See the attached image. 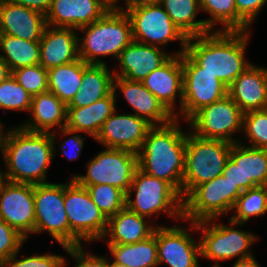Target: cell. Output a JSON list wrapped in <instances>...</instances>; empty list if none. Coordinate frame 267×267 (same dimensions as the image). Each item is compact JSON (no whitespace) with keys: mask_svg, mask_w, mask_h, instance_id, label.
<instances>
[{"mask_svg":"<svg viewBox=\"0 0 267 267\" xmlns=\"http://www.w3.org/2000/svg\"><path fill=\"white\" fill-rule=\"evenodd\" d=\"M54 138L52 132H30L21 127L8 131L1 149L7 166L5 179L31 185L47 183V167L55 152Z\"/></svg>","mask_w":267,"mask_h":267,"instance_id":"cell-1","label":"cell"},{"mask_svg":"<svg viewBox=\"0 0 267 267\" xmlns=\"http://www.w3.org/2000/svg\"><path fill=\"white\" fill-rule=\"evenodd\" d=\"M174 118L170 123L152 126L138 155V168L169 183L182 197L187 135Z\"/></svg>","mask_w":267,"mask_h":267,"instance_id":"cell-2","label":"cell"},{"mask_svg":"<svg viewBox=\"0 0 267 267\" xmlns=\"http://www.w3.org/2000/svg\"><path fill=\"white\" fill-rule=\"evenodd\" d=\"M248 31L209 32L188 38L185 52L228 87L251 64L244 61ZM198 39V40H197ZM192 40H197L192 43Z\"/></svg>","mask_w":267,"mask_h":267,"instance_id":"cell-3","label":"cell"},{"mask_svg":"<svg viewBox=\"0 0 267 267\" xmlns=\"http://www.w3.org/2000/svg\"><path fill=\"white\" fill-rule=\"evenodd\" d=\"M78 30L86 34L79 41V58L87 64H105L97 56L112 55L119 57L120 53L132 41L131 21L121 6L118 9L109 10L101 19L80 27Z\"/></svg>","mask_w":267,"mask_h":267,"instance_id":"cell-4","label":"cell"},{"mask_svg":"<svg viewBox=\"0 0 267 267\" xmlns=\"http://www.w3.org/2000/svg\"><path fill=\"white\" fill-rule=\"evenodd\" d=\"M186 134L182 199L196 186L222 175L232 147V143L224 140L202 138L194 133Z\"/></svg>","mask_w":267,"mask_h":267,"instance_id":"cell-5","label":"cell"},{"mask_svg":"<svg viewBox=\"0 0 267 267\" xmlns=\"http://www.w3.org/2000/svg\"><path fill=\"white\" fill-rule=\"evenodd\" d=\"M64 208L70 226V247L81 246L83 239L105 237L108 218L93 202L88 190L73 178L64 184Z\"/></svg>","mask_w":267,"mask_h":267,"instance_id":"cell-6","label":"cell"},{"mask_svg":"<svg viewBox=\"0 0 267 267\" xmlns=\"http://www.w3.org/2000/svg\"><path fill=\"white\" fill-rule=\"evenodd\" d=\"M135 190V198L131 195ZM126 207L144 217L160 212L183 218V199L166 181L136 169L132 184L126 193Z\"/></svg>","mask_w":267,"mask_h":267,"instance_id":"cell-7","label":"cell"},{"mask_svg":"<svg viewBox=\"0 0 267 267\" xmlns=\"http://www.w3.org/2000/svg\"><path fill=\"white\" fill-rule=\"evenodd\" d=\"M243 192L222 175L196 186L183 199V218L191 222L213 221L233 210Z\"/></svg>","mask_w":267,"mask_h":267,"instance_id":"cell-8","label":"cell"},{"mask_svg":"<svg viewBox=\"0 0 267 267\" xmlns=\"http://www.w3.org/2000/svg\"><path fill=\"white\" fill-rule=\"evenodd\" d=\"M87 174L72 178L82 186L112 185L128 192L138 168V155L129 150L108 148L89 161Z\"/></svg>","mask_w":267,"mask_h":267,"instance_id":"cell-9","label":"cell"},{"mask_svg":"<svg viewBox=\"0 0 267 267\" xmlns=\"http://www.w3.org/2000/svg\"><path fill=\"white\" fill-rule=\"evenodd\" d=\"M183 102L180 113L188 121L196 112L228 95V86L182 53Z\"/></svg>","mask_w":267,"mask_h":267,"instance_id":"cell-10","label":"cell"},{"mask_svg":"<svg viewBox=\"0 0 267 267\" xmlns=\"http://www.w3.org/2000/svg\"><path fill=\"white\" fill-rule=\"evenodd\" d=\"M34 233L48 231L65 249L70 247V226L64 208V184L34 185Z\"/></svg>","mask_w":267,"mask_h":267,"instance_id":"cell-11","label":"cell"},{"mask_svg":"<svg viewBox=\"0 0 267 267\" xmlns=\"http://www.w3.org/2000/svg\"><path fill=\"white\" fill-rule=\"evenodd\" d=\"M122 11H125L130 18L134 41L157 46V44L165 45L168 42L180 40L183 46L181 52H185L188 38L172 22L159 3Z\"/></svg>","mask_w":267,"mask_h":267,"instance_id":"cell-12","label":"cell"},{"mask_svg":"<svg viewBox=\"0 0 267 267\" xmlns=\"http://www.w3.org/2000/svg\"><path fill=\"white\" fill-rule=\"evenodd\" d=\"M244 113L227 95L219 101L205 106L196 112L188 121L195 130V135L207 139H219L238 143L232 139L233 132L243 127Z\"/></svg>","mask_w":267,"mask_h":267,"instance_id":"cell-13","label":"cell"},{"mask_svg":"<svg viewBox=\"0 0 267 267\" xmlns=\"http://www.w3.org/2000/svg\"><path fill=\"white\" fill-rule=\"evenodd\" d=\"M208 223L210 220L191 222L195 230L202 229L204 232L200 242L202 256L217 261L235 256H239V260L253 256L248 252L252 242L257 240L252 233L217 223L209 227Z\"/></svg>","mask_w":267,"mask_h":267,"instance_id":"cell-14","label":"cell"},{"mask_svg":"<svg viewBox=\"0 0 267 267\" xmlns=\"http://www.w3.org/2000/svg\"><path fill=\"white\" fill-rule=\"evenodd\" d=\"M222 176L242 192L267 186V149L232 143Z\"/></svg>","mask_w":267,"mask_h":267,"instance_id":"cell-15","label":"cell"},{"mask_svg":"<svg viewBox=\"0 0 267 267\" xmlns=\"http://www.w3.org/2000/svg\"><path fill=\"white\" fill-rule=\"evenodd\" d=\"M0 218L25 238L34 233V185L10 181L0 184Z\"/></svg>","mask_w":267,"mask_h":267,"instance_id":"cell-16","label":"cell"},{"mask_svg":"<svg viewBox=\"0 0 267 267\" xmlns=\"http://www.w3.org/2000/svg\"><path fill=\"white\" fill-rule=\"evenodd\" d=\"M153 125L135 114L114 115L103 124L95 138L108 148L140 151L149 129Z\"/></svg>","mask_w":267,"mask_h":267,"instance_id":"cell-17","label":"cell"},{"mask_svg":"<svg viewBox=\"0 0 267 267\" xmlns=\"http://www.w3.org/2000/svg\"><path fill=\"white\" fill-rule=\"evenodd\" d=\"M158 264L166 262L170 267H199V245L186 229L157 226Z\"/></svg>","mask_w":267,"mask_h":267,"instance_id":"cell-18","label":"cell"},{"mask_svg":"<svg viewBox=\"0 0 267 267\" xmlns=\"http://www.w3.org/2000/svg\"><path fill=\"white\" fill-rule=\"evenodd\" d=\"M163 65L152 71L141 82L156 96L164 107L178 119L174 114L175 99L177 92L180 96L181 108L183 102V68L182 52L175 53Z\"/></svg>","mask_w":267,"mask_h":267,"instance_id":"cell-19","label":"cell"},{"mask_svg":"<svg viewBox=\"0 0 267 267\" xmlns=\"http://www.w3.org/2000/svg\"><path fill=\"white\" fill-rule=\"evenodd\" d=\"M109 10L100 0H52L46 24L76 30L101 19Z\"/></svg>","mask_w":267,"mask_h":267,"instance_id":"cell-20","label":"cell"},{"mask_svg":"<svg viewBox=\"0 0 267 267\" xmlns=\"http://www.w3.org/2000/svg\"><path fill=\"white\" fill-rule=\"evenodd\" d=\"M46 25L44 14L9 0L2 1L0 35L36 41L42 38Z\"/></svg>","mask_w":267,"mask_h":267,"instance_id":"cell-21","label":"cell"},{"mask_svg":"<svg viewBox=\"0 0 267 267\" xmlns=\"http://www.w3.org/2000/svg\"><path fill=\"white\" fill-rule=\"evenodd\" d=\"M171 55L165 54L159 47L132 41L120 53L118 60L122 71L114 70V76L130 81L141 82L152 71L163 65Z\"/></svg>","mask_w":267,"mask_h":267,"instance_id":"cell-22","label":"cell"},{"mask_svg":"<svg viewBox=\"0 0 267 267\" xmlns=\"http://www.w3.org/2000/svg\"><path fill=\"white\" fill-rule=\"evenodd\" d=\"M228 95L243 113L267 109V69L250 64L228 87Z\"/></svg>","mask_w":267,"mask_h":267,"instance_id":"cell-23","label":"cell"},{"mask_svg":"<svg viewBox=\"0 0 267 267\" xmlns=\"http://www.w3.org/2000/svg\"><path fill=\"white\" fill-rule=\"evenodd\" d=\"M78 41L73 28L46 25L40 39V64L49 70L76 61L79 59Z\"/></svg>","mask_w":267,"mask_h":267,"instance_id":"cell-24","label":"cell"},{"mask_svg":"<svg viewBox=\"0 0 267 267\" xmlns=\"http://www.w3.org/2000/svg\"><path fill=\"white\" fill-rule=\"evenodd\" d=\"M116 87H119L127 103L136 111L135 115L146 119L153 126L157 123L168 124L175 118L142 82L114 76V92H116Z\"/></svg>","mask_w":267,"mask_h":267,"instance_id":"cell-25","label":"cell"},{"mask_svg":"<svg viewBox=\"0 0 267 267\" xmlns=\"http://www.w3.org/2000/svg\"><path fill=\"white\" fill-rule=\"evenodd\" d=\"M115 101L116 93L112 91L86 107L67 108L66 127L60 129L62 134L85 132L96 138L106 120L116 112Z\"/></svg>","mask_w":267,"mask_h":267,"instance_id":"cell-26","label":"cell"},{"mask_svg":"<svg viewBox=\"0 0 267 267\" xmlns=\"http://www.w3.org/2000/svg\"><path fill=\"white\" fill-rule=\"evenodd\" d=\"M30 112L33 119L20 125L27 131L48 133L54 126L66 127L67 105L50 91L32 96Z\"/></svg>","mask_w":267,"mask_h":267,"instance_id":"cell-27","label":"cell"},{"mask_svg":"<svg viewBox=\"0 0 267 267\" xmlns=\"http://www.w3.org/2000/svg\"><path fill=\"white\" fill-rule=\"evenodd\" d=\"M113 78L106 64H89L83 70L81 88L67 104V108L86 107L113 91Z\"/></svg>","mask_w":267,"mask_h":267,"instance_id":"cell-28","label":"cell"},{"mask_svg":"<svg viewBox=\"0 0 267 267\" xmlns=\"http://www.w3.org/2000/svg\"><path fill=\"white\" fill-rule=\"evenodd\" d=\"M144 216L124 207L118 214L108 218L109 231L105 236L110 234L108 244H134L148 239L154 234L155 227L147 226Z\"/></svg>","mask_w":267,"mask_h":267,"instance_id":"cell-29","label":"cell"},{"mask_svg":"<svg viewBox=\"0 0 267 267\" xmlns=\"http://www.w3.org/2000/svg\"><path fill=\"white\" fill-rule=\"evenodd\" d=\"M88 65L79 58L71 63L49 69V91L67 105L80 90L83 70Z\"/></svg>","mask_w":267,"mask_h":267,"instance_id":"cell-30","label":"cell"},{"mask_svg":"<svg viewBox=\"0 0 267 267\" xmlns=\"http://www.w3.org/2000/svg\"><path fill=\"white\" fill-rule=\"evenodd\" d=\"M114 262L128 267H155L158 264L157 227L148 239L134 244H108Z\"/></svg>","mask_w":267,"mask_h":267,"instance_id":"cell-31","label":"cell"},{"mask_svg":"<svg viewBox=\"0 0 267 267\" xmlns=\"http://www.w3.org/2000/svg\"><path fill=\"white\" fill-rule=\"evenodd\" d=\"M159 4L187 38L211 32L205 20H194L201 10L200 0H160Z\"/></svg>","mask_w":267,"mask_h":267,"instance_id":"cell-32","label":"cell"},{"mask_svg":"<svg viewBox=\"0 0 267 267\" xmlns=\"http://www.w3.org/2000/svg\"><path fill=\"white\" fill-rule=\"evenodd\" d=\"M0 54L11 72L22 67L40 64V40L29 41L16 36L0 35Z\"/></svg>","mask_w":267,"mask_h":267,"instance_id":"cell-33","label":"cell"},{"mask_svg":"<svg viewBox=\"0 0 267 267\" xmlns=\"http://www.w3.org/2000/svg\"><path fill=\"white\" fill-rule=\"evenodd\" d=\"M236 215L230 218V226L243 225L251 216H261L267 212V186H257L244 191L233 207Z\"/></svg>","mask_w":267,"mask_h":267,"instance_id":"cell-34","label":"cell"},{"mask_svg":"<svg viewBox=\"0 0 267 267\" xmlns=\"http://www.w3.org/2000/svg\"><path fill=\"white\" fill-rule=\"evenodd\" d=\"M84 187L107 218L126 207V193L115 186L99 184Z\"/></svg>","mask_w":267,"mask_h":267,"instance_id":"cell-35","label":"cell"},{"mask_svg":"<svg viewBox=\"0 0 267 267\" xmlns=\"http://www.w3.org/2000/svg\"><path fill=\"white\" fill-rule=\"evenodd\" d=\"M200 8L212 16L208 20L204 19L210 30L218 22L224 25V31H237L235 0H200Z\"/></svg>","mask_w":267,"mask_h":267,"instance_id":"cell-36","label":"cell"},{"mask_svg":"<svg viewBox=\"0 0 267 267\" xmlns=\"http://www.w3.org/2000/svg\"><path fill=\"white\" fill-rule=\"evenodd\" d=\"M32 95L11 75L0 83V108L30 111Z\"/></svg>","mask_w":267,"mask_h":267,"instance_id":"cell-37","label":"cell"},{"mask_svg":"<svg viewBox=\"0 0 267 267\" xmlns=\"http://www.w3.org/2000/svg\"><path fill=\"white\" fill-rule=\"evenodd\" d=\"M12 76L32 96L49 91L48 70L41 64L18 68Z\"/></svg>","mask_w":267,"mask_h":267,"instance_id":"cell-38","label":"cell"},{"mask_svg":"<svg viewBox=\"0 0 267 267\" xmlns=\"http://www.w3.org/2000/svg\"><path fill=\"white\" fill-rule=\"evenodd\" d=\"M242 129L251 140V147L267 149V109L245 112Z\"/></svg>","mask_w":267,"mask_h":267,"instance_id":"cell-39","label":"cell"},{"mask_svg":"<svg viewBox=\"0 0 267 267\" xmlns=\"http://www.w3.org/2000/svg\"><path fill=\"white\" fill-rule=\"evenodd\" d=\"M25 239L16 229L0 218V266L20 250Z\"/></svg>","mask_w":267,"mask_h":267,"instance_id":"cell-40","label":"cell"},{"mask_svg":"<svg viewBox=\"0 0 267 267\" xmlns=\"http://www.w3.org/2000/svg\"><path fill=\"white\" fill-rule=\"evenodd\" d=\"M15 253L8 258L0 267H64L65 259L59 255H34L25 257L21 260H15Z\"/></svg>","mask_w":267,"mask_h":267,"instance_id":"cell-41","label":"cell"},{"mask_svg":"<svg viewBox=\"0 0 267 267\" xmlns=\"http://www.w3.org/2000/svg\"><path fill=\"white\" fill-rule=\"evenodd\" d=\"M266 2L267 0H235L237 31H247L248 26Z\"/></svg>","mask_w":267,"mask_h":267,"instance_id":"cell-42","label":"cell"},{"mask_svg":"<svg viewBox=\"0 0 267 267\" xmlns=\"http://www.w3.org/2000/svg\"><path fill=\"white\" fill-rule=\"evenodd\" d=\"M81 246L68 247L66 251L78 262L76 267H109V262L92 254H85Z\"/></svg>","mask_w":267,"mask_h":267,"instance_id":"cell-43","label":"cell"},{"mask_svg":"<svg viewBox=\"0 0 267 267\" xmlns=\"http://www.w3.org/2000/svg\"><path fill=\"white\" fill-rule=\"evenodd\" d=\"M21 6L28 7L29 9L38 11L46 15L50 9L52 0H9Z\"/></svg>","mask_w":267,"mask_h":267,"instance_id":"cell-44","label":"cell"},{"mask_svg":"<svg viewBox=\"0 0 267 267\" xmlns=\"http://www.w3.org/2000/svg\"><path fill=\"white\" fill-rule=\"evenodd\" d=\"M71 141H72L71 144H73V147H75V150H74L75 154L73 152V155L69 156L68 155V154H70V153H68L69 150H67V151L65 150L66 149L65 145ZM83 141H84L83 137L81 138L79 135L76 134L75 136H71L67 140L62 142V145H60L62 147L61 150L63 151V154L66 156V158L68 157V160H73V159L79 158L81 150L83 148V144H84Z\"/></svg>","mask_w":267,"mask_h":267,"instance_id":"cell-45","label":"cell"},{"mask_svg":"<svg viewBox=\"0 0 267 267\" xmlns=\"http://www.w3.org/2000/svg\"><path fill=\"white\" fill-rule=\"evenodd\" d=\"M126 2H127L126 9L129 10L143 5L156 4L159 3L160 0H126Z\"/></svg>","mask_w":267,"mask_h":267,"instance_id":"cell-46","label":"cell"},{"mask_svg":"<svg viewBox=\"0 0 267 267\" xmlns=\"http://www.w3.org/2000/svg\"><path fill=\"white\" fill-rule=\"evenodd\" d=\"M232 267H260V265H258L254 257L251 256L240 260L238 259Z\"/></svg>","mask_w":267,"mask_h":267,"instance_id":"cell-47","label":"cell"},{"mask_svg":"<svg viewBox=\"0 0 267 267\" xmlns=\"http://www.w3.org/2000/svg\"><path fill=\"white\" fill-rule=\"evenodd\" d=\"M12 75V72L4 61V59L0 56V83L7 79L9 76Z\"/></svg>","mask_w":267,"mask_h":267,"instance_id":"cell-48","label":"cell"},{"mask_svg":"<svg viewBox=\"0 0 267 267\" xmlns=\"http://www.w3.org/2000/svg\"><path fill=\"white\" fill-rule=\"evenodd\" d=\"M104 5H106L110 10L111 9H118L119 7L115 4L117 0H100Z\"/></svg>","mask_w":267,"mask_h":267,"instance_id":"cell-49","label":"cell"},{"mask_svg":"<svg viewBox=\"0 0 267 267\" xmlns=\"http://www.w3.org/2000/svg\"><path fill=\"white\" fill-rule=\"evenodd\" d=\"M5 134H2V124L0 122V149H2V143H3V139H4Z\"/></svg>","mask_w":267,"mask_h":267,"instance_id":"cell-50","label":"cell"},{"mask_svg":"<svg viewBox=\"0 0 267 267\" xmlns=\"http://www.w3.org/2000/svg\"><path fill=\"white\" fill-rule=\"evenodd\" d=\"M109 267H128V266H125L124 264L113 262V263L109 264Z\"/></svg>","mask_w":267,"mask_h":267,"instance_id":"cell-51","label":"cell"},{"mask_svg":"<svg viewBox=\"0 0 267 267\" xmlns=\"http://www.w3.org/2000/svg\"><path fill=\"white\" fill-rule=\"evenodd\" d=\"M5 180H6V179H5V175H4V173H1V172H0V184H2Z\"/></svg>","mask_w":267,"mask_h":267,"instance_id":"cell-52","label":"cell"},{"mask_svg":"<svg viewBox=\"0 0 267 267\" xmlns=\"http://www.w3.org/2000/svg\"><path fill=\"white\" fill-rule=\"evenodd\" d=\"M2 1H3V0H0V18H1V6H2Z\"/></svg>","mask_w":267,"mask_h":267,"instance_id":"cell-53","label":"cell"},{"mask_svg":"<svg viewBox=\"0 0 267 267\" xmlns=\"http://www.w3.org/2000/svg\"><path fill=\"white\" fill-rule=\"evenodd\" d=\"M213 267H220L218 264L215 263V265H213Z\"/></svg>","mask_w":267,"mask_h":267,"instance_id":"cell-54","label":"cell"}]
</instances>
